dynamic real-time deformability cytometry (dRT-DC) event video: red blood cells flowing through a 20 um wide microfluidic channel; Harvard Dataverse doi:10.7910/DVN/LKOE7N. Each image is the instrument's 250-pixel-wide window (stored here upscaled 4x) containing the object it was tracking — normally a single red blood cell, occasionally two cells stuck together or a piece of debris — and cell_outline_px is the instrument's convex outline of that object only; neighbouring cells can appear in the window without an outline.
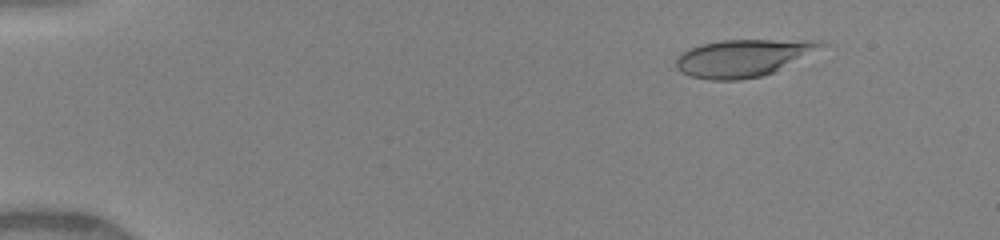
{"species": "human", "species_latin": "Homo sapiens", "temperature_condition": "warm", "stored_images_in_passage": 49, "camera_frame_rate_fps": 3000, "um_per_image_px": 0.085, "donor": {"sex": "female"}, "frame": {"image": 1, "passage_image": 6, "time_ms": 1.667, "image_size_px": [1000, 240], "cell_outline_px": [[828, 44], [764, 76], [736, 80], [712, 80], [692, 76], [680, 72], [676, 68], [676, 60], [688, 48], [700, 44], [720, 40], [824, 40]], "centroid_in_image_um": [63.13, 4.91], "position_along_channel_um": 21.9, "area_um2": 31.1}}
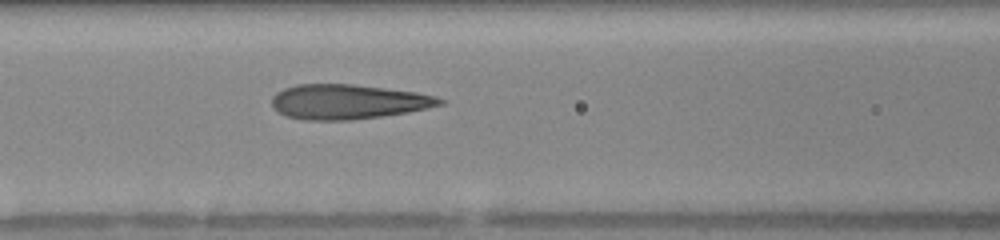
{"frame": {"image": 2, "passage_image": 22, "time_ms": 7.0, "image_size_px": [1000, 240], "cell_outline_px": [[448, 104], [408, 112], [384, 116], [352, 120], [304, 120], [284, 116], [272, 104], [272, 96], [276, 92], [284, 88], [296, 84], [352, 84], [416, 92], [436, 96], [448, 100]], "centroid_in_image_um": [29.63, 8.65], "position_along_channel_um": 137.0, "area_um2": 34.33}}
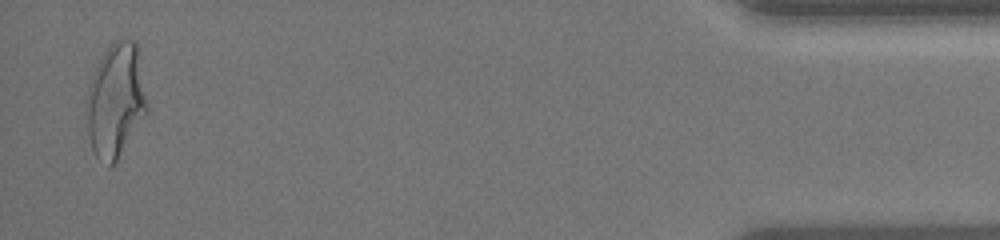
{"frame": {"image": 3, "passage_image": 48, "time_ms": 15.667, "image_size_px": [1000, 240], "cell_outline_px": [[148, 108], [116, 160], [112, 164], [96, 156], [92, 148], [88, 136], [88, 88], [92, 76], [104, 52], [116, 40], [136, 40]], "centroid_in_image_um": [9.83, 8.48], "position_along_channel_um": 425.4, "area_um2": 38.55}, "authors_computed_cell_mechanics": {"area_um2": 33.7552, "velocity_mm_per_s": 4.1565, "shape_relaxation_time_tau1_ms": 5.3593, "shape_relaxation_time_tau2_ms": 0.8831, "deformation_change_tau1": 0.2509, "deformation_change_tau2": 0.1085}}